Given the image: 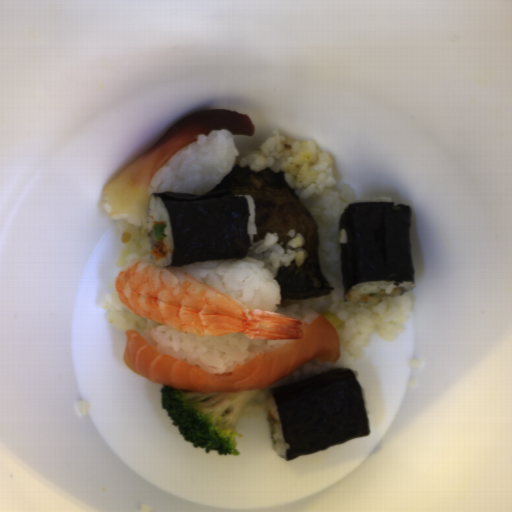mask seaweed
I'll use <instances>...</instances> for the list:
<instances>
[{"mask_svg": "<svg viewBox=\"0 0 512 512\" xmlns=\"http://www.w3.org/2000/svg\"><path fill=\"white\" fill-rule=\"evenodd\" d=\"M165 206L172 233L171 263L244 259L250 246L246 195L156 192Z\"/></svg>", "mask_w": 512, "mask_h": 512, "instance_id": "7513b1e5", "label": "seaweed"}, {"mask_svg": "<svg viewBox=\"0 0 512 512\" xmlns=\"http://www.w3.org/2000/svg\"><path fill=\"white\" fill-rule=\"evenodd\" d=\"M411 206L394 201L347 204L339 218L346 242L340 243L344 297L360 283L391 281L415 284Z\"/></svg>", "mask_w": 512, "mask_h": 512, "instance_id": "45ffbabd", "label": "seaweed"}, {"mask_svg": "<svg viewBox=\"0 0 512 512\" xmlns=\"http://www.w3.org/2000/svg\"><path fill=\"white\" fill-rule=\"evenodd\" d=\"M270 394L289 444L286 461L370 433L361 385L349 367L277 386Z\"/></svg>", "mask_w": 512, "mask_h": 512, "instance_id": "1faa68ee", "label": "seaweed"}]
</instances>
